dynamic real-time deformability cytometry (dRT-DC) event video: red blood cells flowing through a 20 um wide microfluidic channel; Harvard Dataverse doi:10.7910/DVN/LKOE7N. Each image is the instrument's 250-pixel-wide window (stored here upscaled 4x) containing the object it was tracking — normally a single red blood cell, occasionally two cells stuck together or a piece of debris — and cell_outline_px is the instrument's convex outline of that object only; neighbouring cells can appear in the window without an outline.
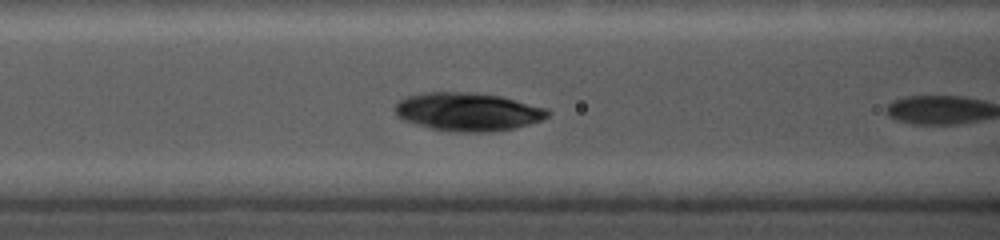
{"species": "common noctule bat (a hibernating species)", "species_latin": "Nyctalus noctula", "temperature_condition": "cold", "stored_images_in_passage": 7, "camera_frame_rate_fps": 5000, "um_per_image_px": 0.085, "animal": {"sex": "female", "body_mass_g": 19.0, "forearm_length_mm": 56.7}, "frame": {"image": 1, "passage_image": 6, "time_ms": 2.0, "image_size_px": [1000, 240], "cell_outline_px": [[552, 112], [548, 116], [540, 120], [528, 124], [512, 128], [488, 132], [456, 132], [428, 128], [404, 120], [396, 116], [396, 104], [400, 100], [408, 96], [424, 92], [468, 92], [500, 96], [548, 108]], "centroid_in_image_um": [39.76, 9.5], "position_along_channel_um": 126.8, "area_um2": 33.93}}